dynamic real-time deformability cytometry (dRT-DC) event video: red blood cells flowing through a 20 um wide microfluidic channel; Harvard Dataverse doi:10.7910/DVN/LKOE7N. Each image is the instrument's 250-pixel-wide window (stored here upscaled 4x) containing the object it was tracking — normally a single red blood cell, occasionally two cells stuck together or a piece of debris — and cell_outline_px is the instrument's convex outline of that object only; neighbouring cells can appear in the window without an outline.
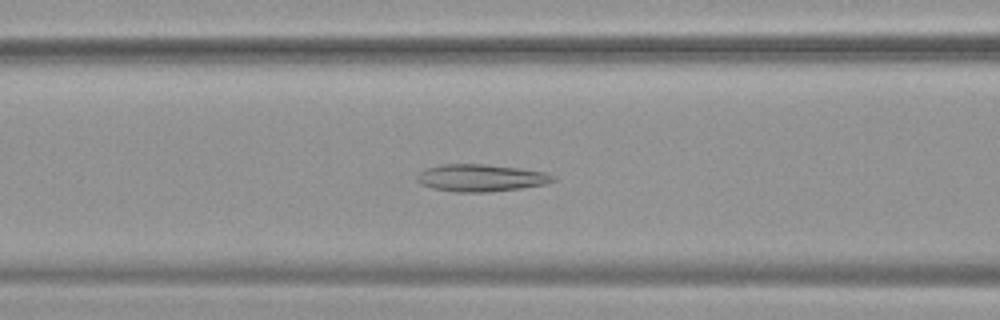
{"species": "common noctule bat (a hibernating species)", "species_latin": "Nyctalus noctula", "temperature_condition": "warm", "stored_images_in_passage": 53, "camera_frame_rate_fps": 3000, "um_per_image_px": 0.085, "animal": {"sex": "female", "body_mass_g": 19.9}, "frame": {"image": 1, "passage_image": 22, "time_ms": 7.0, "image_size_px": [1000, 320], "cell_outline_px": [[556, 180], [544, 184], [520, 188], [488, 192], [456, 192], [432, 188], [420, 184], [416, 180], [416, 176], [424, 168], [440, 164], [484, 164], [520, 168], [544, 172], [556, 176]], "centroid_in_image_um": [40.83, 15.11], "position_along_channel_um": 125.8, "area_um2": 21.68}}
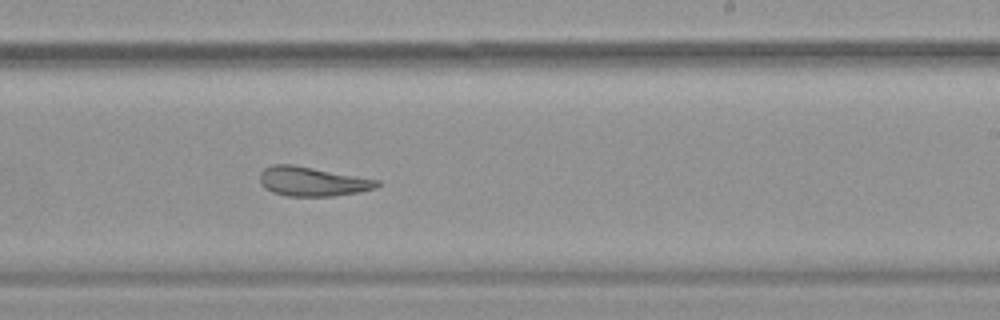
{"frame": {"image": 2, "passage_image": 33, "time_ms": 10.667, "image_size_px": [1000, 320], "cell_outline_px": [[380, 184], [376, 188], [360, 192], [336, 196], [288, 196], [272, 192], [264, 188], [260, 180], [260, 172], [264, 168], [272, 164], [292, 164], [380, 180]], "centroid_in_image_um": [26.55, 15.43], "position_along_channel_um": 262.4, "area_um2": 20.11}}
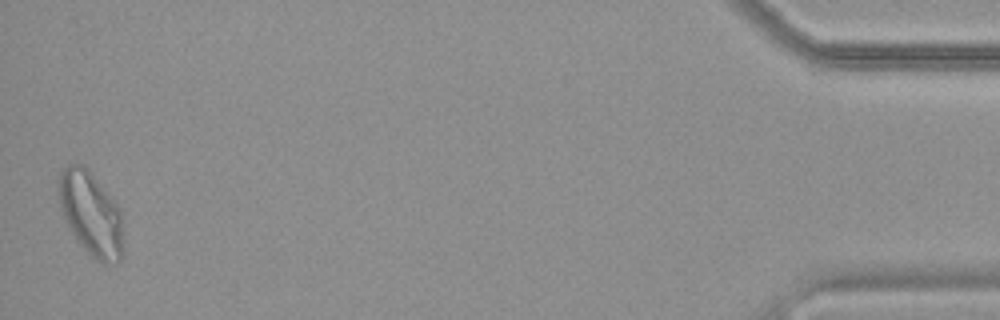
{"frame": {"image": 3, "passage_image": 53, "time_ms": 17.333, "image_size_px": [1000, 320], "cell_outline_px": [[124, 252], [120, 260], [116, 264], [104, 264], [92, 260], [76, 240], [60, 208], [56, 188], [56, 180], [60, 172], [68, 164], [84, 164], [88, 168], [120, 208], [124, 240]], "centroid_in_image_um": [7.73, 18.2], "position_along_channel_um": 427.5, "area_um2": 32.6}, "authors_computed_cell_mechanics": {"area_um2": 26.1256, "velocity_mm_per_s": 3.751, "shape_relaxation_time_tau1_ms": null, "shape_relaxation_time_tau2_ms": 2.4002, "deformation_change_tau1": null, "deformation_change_tau2": 0.1186}}